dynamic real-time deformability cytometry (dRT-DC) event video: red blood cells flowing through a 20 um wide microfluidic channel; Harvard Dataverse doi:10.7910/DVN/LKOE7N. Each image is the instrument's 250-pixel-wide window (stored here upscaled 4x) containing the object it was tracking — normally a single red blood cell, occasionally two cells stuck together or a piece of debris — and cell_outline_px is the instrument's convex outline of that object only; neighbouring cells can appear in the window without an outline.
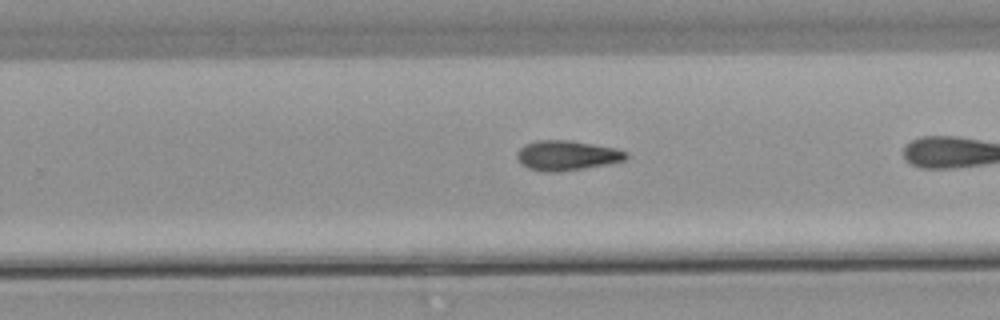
{"species": "common noctule bat (a hibernating species)", "species_latin": "Nyctalus noctula", "temperature_condition": "warm", "stored_images_in_passage": 26, "camera_frame_rate_fps": 3000, "um_per_image_px": 0.085, "animal": {"sex": "male", "body_mass_g": 21.5, "forearm_length_mm": 52.0}, "frame": {"image": 1, "passage_image": 19, "time_ms": 6.0, "image_size_px": [1000, 320], "cell_outline_px": [[628, 156], [624, 160], [608, 164], [584, 168], [552, 172], [544, 172], [528, 168], [520, 164], [516, 156], [516, 152], [524, 144], [536, 140], [568, 140], [616, 148], [628, 152]], "centroid_in_image_um": [48.14, 13.21], "position_along_channel_um": 281.7, "area_um2": 19.02}}